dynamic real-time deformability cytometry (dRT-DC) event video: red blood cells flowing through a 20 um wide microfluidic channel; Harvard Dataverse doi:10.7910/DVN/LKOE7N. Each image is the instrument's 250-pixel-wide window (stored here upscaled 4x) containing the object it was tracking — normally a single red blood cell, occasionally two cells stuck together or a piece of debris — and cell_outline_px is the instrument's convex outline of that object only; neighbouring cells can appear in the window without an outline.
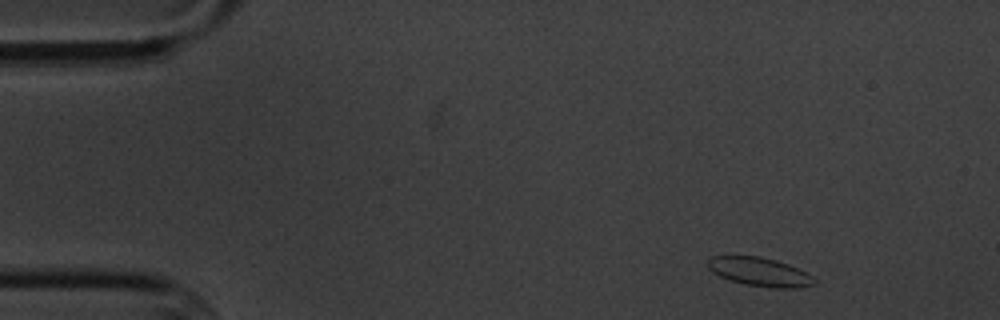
{"species": "common noctule bat (a hibernating species)", "species_latin": "Nyctalus noctula", "temperature_condition": "cold", "stored_images_in_passage": 5, "camera_frame_rate_fps": 3000, "um_per_image_px": 0.085, "animal": {"sex": "male", "body_mass_g": 20.1, "forearm_length_mm": 53.5}, "frame": {"image": 1, "passage_image": 1, "time_ms": 0.0, "image_size_px": [1000, 320], "cell_outline_px": [[816, 284], [796, 288], [772, 288], [744, 284], [728, 280], [712, 272], [708, 268], [708, 256], [760, 256], [776, 260], [788, 264], [812, 276], [816, 280]], "centroid_in_image_um": [64.55, 23.11], "position_along_channel_um": 20.5, "area_um2": 17.86}}
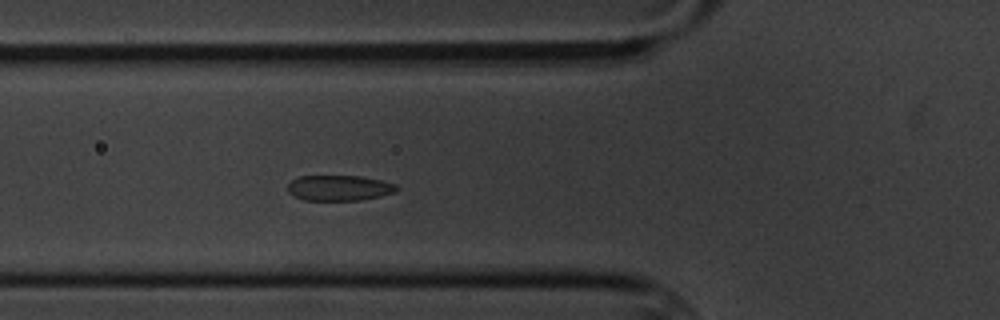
{"frame": {"image": 2, "passage_image": 5, "time_ms": 4.667, "image_size_px": [1000, 320], "cell_outline_px": [[400, 188], [396, 192], [380, 196], [360, 200], [304, 200], [288, 192], [288, 184], [292, 180], [300, 176], [360, 176], [380, 180], [396, 184]], "centroid_in_image_um": [28.86, 15.97], "position_along_channel_um": 96.9, "area_um2": 16.13}}